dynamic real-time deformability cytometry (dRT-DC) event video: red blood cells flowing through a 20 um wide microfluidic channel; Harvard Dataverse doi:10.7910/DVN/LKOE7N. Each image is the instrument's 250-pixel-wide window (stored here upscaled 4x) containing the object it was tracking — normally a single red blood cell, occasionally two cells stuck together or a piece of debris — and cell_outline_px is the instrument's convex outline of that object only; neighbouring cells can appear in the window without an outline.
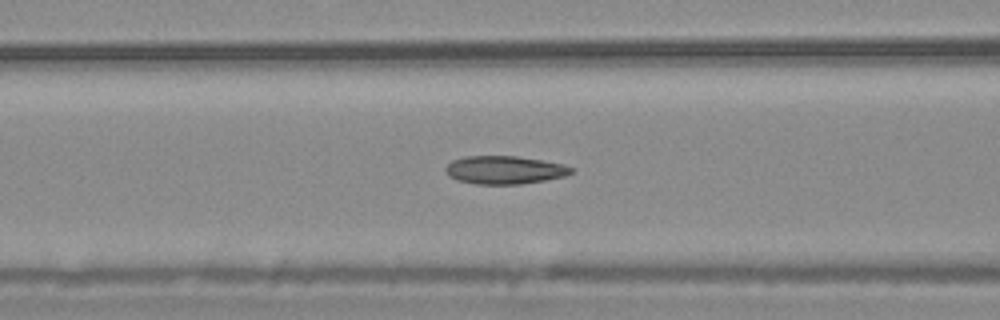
{"species": "common noctule bat (a hibernating species)", "species_latin": "Nyctalus noctula", "temperature_condition": "warm", "stored_images_in_passage": 44, "camera_frame_rate_fps": 3000, "um_per_image_px": 0.085, "animal": {"sex": "male", "body_mass_g": 20.4}, "frame": {"image": 1, "passage_image": 22, "time_ms": 7.0, "image_size_px": [1000, 320], "cell_outline_px": [[576, 172], [564, 176], [544, 180], [520, 184], [476, 184], [456, 180], [448, 176], [444, 172], [444, 168], [452, 160], [464, 156], [516, 156], [564, 164], [576, 168]], "centroid_in_image_um": [42.88, 14.44], "position_along_channel_um": 123.7, "area_um2": 20.81}}
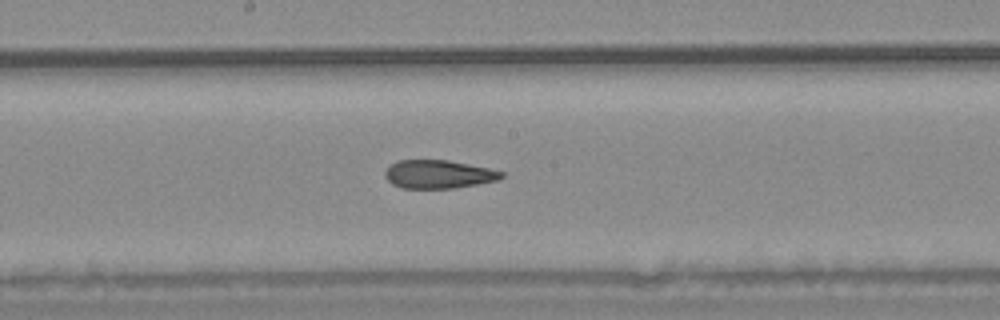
{"frame": {"image": 2, "passage_image": 29, "time_ms": 9.333, "image_size_px": [1000, 320], "cell_outline_px": [[504, 176], [500, 180], [452, 188], [400, 188], [392, 184], [384, 176], [384, 172], [396, 160], [448, 160], [488, 168], [504, 172]], "centroid_in_image_um": [37.26, 14.81], "position_along_channel_um": 210.9, "area_um2": 19.19}}
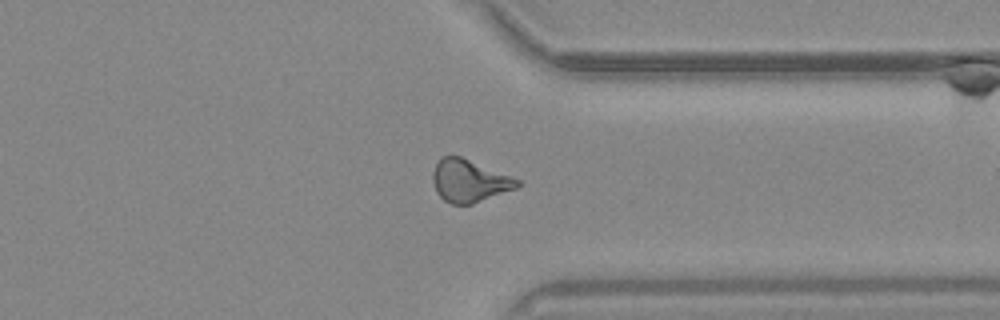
{"frame": {"image": 3, "passage_image": 42, "time_ms": 13.667, "image_size_px": [1000, 320], "cell_outline_px": [[520, 184], [516, 188], [472, 204], [452, 204], [444, 200], [436, 192], [432, 180], [432, 172], [440, 156], [460, 156], [512, 176], [520, 180]], "centroid_in_image_um": [39.87, 15.36], "position_along_channel_um": 371.5, "area_um2": 20.87}}